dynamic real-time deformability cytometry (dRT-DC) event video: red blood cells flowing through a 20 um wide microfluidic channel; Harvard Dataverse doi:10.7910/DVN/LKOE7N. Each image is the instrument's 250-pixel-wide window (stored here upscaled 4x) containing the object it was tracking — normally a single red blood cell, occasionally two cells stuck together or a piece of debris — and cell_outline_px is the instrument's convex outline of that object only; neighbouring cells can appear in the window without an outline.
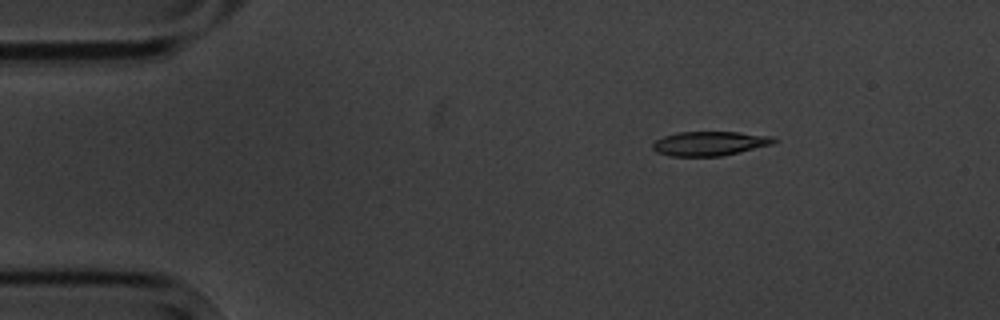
{"species": "common noctule bat (a hibernating species)", "species_latin": "Nyctalus noctula", "temperature_condition": "cold", "stored_images_in_passage": 3, "camera_frame_rate_fps": 3000, "um_per_image_px": 0.085, "animal": {"sex": "male", "body_mass_g": 20.1, "forearm_length_mm": 53.5}, "frame": {"image": 1, "passage_image": 1, "time_ms": 0.0, "image_size_px": [1000, 320], "cell_outline_px": [[776, 140], [772, 144], [720, 156], [672, 156], [656, 152], [652, 148], [652, 144], [656, 140], [664, 136], [680, 132], [740, 132], [772, 136]], "centroid_in_image_um": [60.29, 12.19], "position_along_channel_um": 24.7, "area_um2": 16.94}}